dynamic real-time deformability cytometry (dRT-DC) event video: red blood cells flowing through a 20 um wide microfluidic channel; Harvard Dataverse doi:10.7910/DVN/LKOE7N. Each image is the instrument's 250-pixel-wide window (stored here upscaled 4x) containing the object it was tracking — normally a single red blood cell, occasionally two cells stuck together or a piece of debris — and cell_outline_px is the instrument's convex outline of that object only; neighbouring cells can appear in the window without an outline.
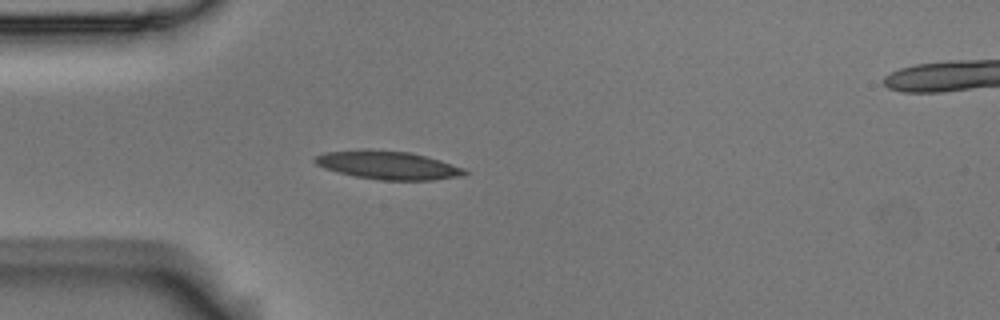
{"species": "Egyptian fruit bat (a non-hibernating species)", "species_latin": "Rousettus aegyptiacus", "temperature_condition": "room temperature", "stored_images_in_passage": 1, "camera_frame_rate_fps": 3000, "um_per_image_px": 0.085, "animal": {"sex": "male"}, "frame": {"image": 1, "passage_image": 1, "time_ms": 0.0, "image_size_px": [1000, 320], "cell_outline_px": [[468, 172], [464, 176], [432, 180], [380, 180], [356, 176], [336, 172], [324, 168], [316, 164], [312, 160], [316, 156], [324, 152], [364, 148], [408, 152], [440, 160], [464, 168]], "centroid_in_image_um": [32.94, 14.03], "position_along_channel_um": 52.1, "area_um2": 24.91}}